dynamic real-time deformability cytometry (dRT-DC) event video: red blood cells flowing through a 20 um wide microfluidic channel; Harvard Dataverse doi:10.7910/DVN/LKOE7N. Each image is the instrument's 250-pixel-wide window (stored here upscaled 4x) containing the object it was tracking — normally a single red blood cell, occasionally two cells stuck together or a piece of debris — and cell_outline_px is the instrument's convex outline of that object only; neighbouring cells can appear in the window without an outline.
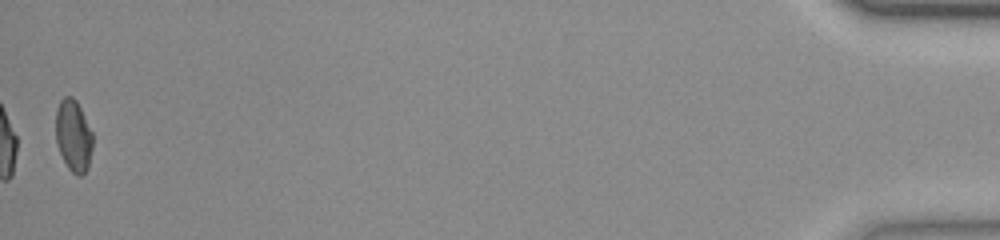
{"species": "common noctule bat (a hibernating species)", "species_latin": "Nyctalus noctula", "temperature_condition": "room temperature", "stored_images_in_passage": 38, "camera_frame_rate_fps": 3000, "um_per_image_px": 0.085, "animal": {"sex": "female", "body_mass_g": 23.0, "forearm_length_mm": 53.4}, "frame": {"image": 1, "passage_image": 38, "time_ms": 12.333, "image_size_px": [1000, 240], "cell_outline_px": [[92, 148], [88, 168], [80, 176], [76, 176], [68, 168], [60, 152], [56, 140], [56, 108], [60, 100], [64, 96], [72, 96], [76, 100], [92, 132]], "centroid_in_image_um": [6.23, 11.53], "position_along_channel_um": 429.0, "area_um2": 15.37}, "authors_computed_cell_mechanics": {"area_um2": 15.4615, "velocity_mm_per_s": 3.8341, "shape_relaxation_time_tau1_ms": null, "shape_relaxation_time_tau2_ms": 0.7663, "deformation_change_tau1": null, "deformation_change_tau2": 0.0449}}